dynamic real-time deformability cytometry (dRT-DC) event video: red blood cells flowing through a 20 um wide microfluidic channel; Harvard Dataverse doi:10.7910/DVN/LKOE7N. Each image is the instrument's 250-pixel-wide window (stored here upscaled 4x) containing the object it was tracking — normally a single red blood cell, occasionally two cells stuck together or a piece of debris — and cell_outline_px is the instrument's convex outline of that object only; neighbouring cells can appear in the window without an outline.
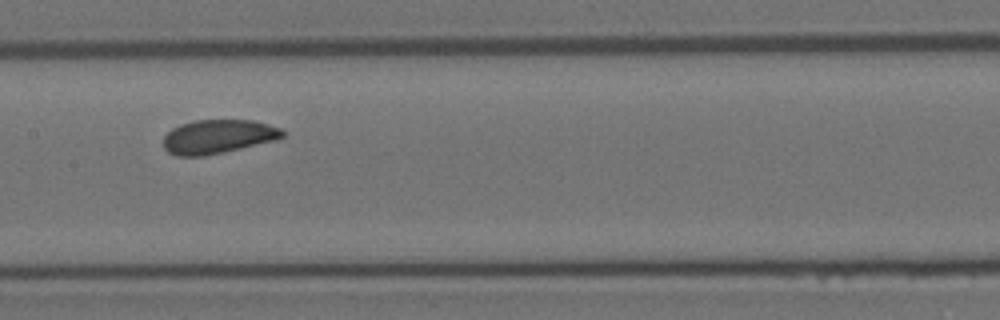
{"species": "Egyptian fruit bat (a non-hibernating species)", "species_latin": "Rousettus aegyptiacus", "temperature_condition": "room temperature", "stored_images_in_passage": 10, "camera_frame_rate_fps": 3000, "um_per_image_px": 0.085, "animal": {"sex": "female"}, "frame": {"image": 1, "passage_image": 4, "time_ms": 1.0, "image_size_px": [1000, 320], "cell_outline_px": [[284, 136], [276, 140], [224, 152], [204, 156], [176, 156], [168, 152], [164, 148], [164, 136], [172, 128], [180, 124], [196, 120], [252, 120], [268, 124], [280, 128], [284, 132]], "centroid_in_image_um": [18.52, 11.61], "position_along_channel_um": 188.9, "area_um2": 23.52}}
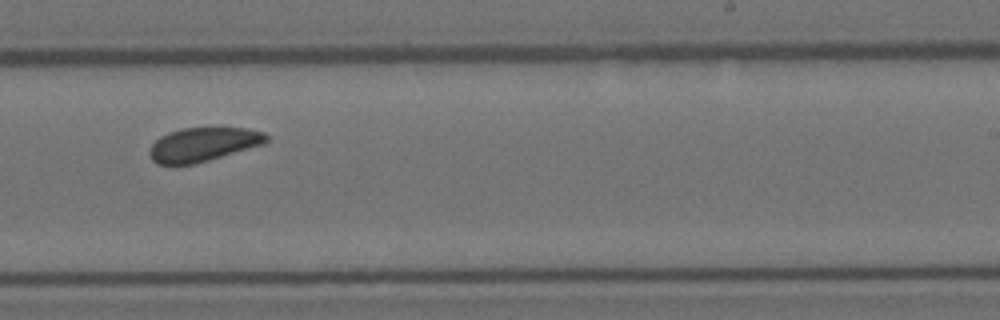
{"frame": {"image": 2, "passage_image": 6, "time_ms": 1.667, "image_size_px": [1000, 320], "cell_outline_px": [[268, 140], [264, 144], [196, 164], [156, 164], [152, 160], [148, 152], [152, 144], [160, 136], [168, 132], [180, 128], [248, 128], [264, 132], [268, 136]], "centroid_in_image_um": [17.26, 12.27], "position_along_channel_um": 271.7, "area_um2": 23.18}}
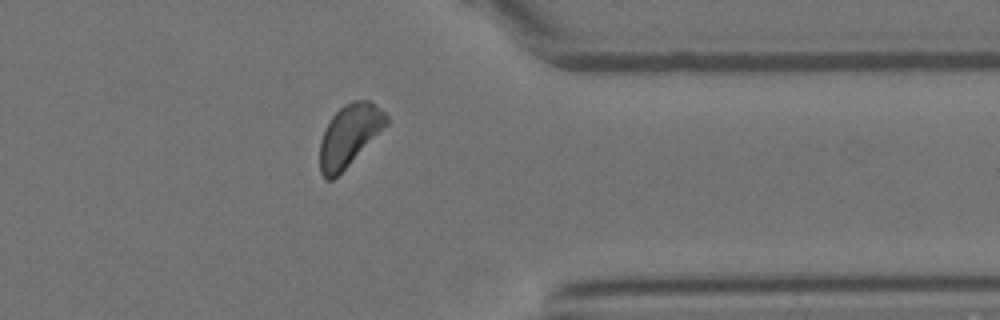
{"frame": {"image": 3, "passage_image": 9, "time_ms": 2.667, "image_size_px": [1000, 320], "cell_outline_px": [[388, 124], [332, 180], [324, 180], [320, 172], [320, 140], [324, 128], [332, 116], [344, 104], [352, 100], [368, 100], [384, 112], [388, 116]], "centroid_in_image_um": [29.66, 11.49], "position_along_channel_um": 381.7, "area_um2": 23.52}}